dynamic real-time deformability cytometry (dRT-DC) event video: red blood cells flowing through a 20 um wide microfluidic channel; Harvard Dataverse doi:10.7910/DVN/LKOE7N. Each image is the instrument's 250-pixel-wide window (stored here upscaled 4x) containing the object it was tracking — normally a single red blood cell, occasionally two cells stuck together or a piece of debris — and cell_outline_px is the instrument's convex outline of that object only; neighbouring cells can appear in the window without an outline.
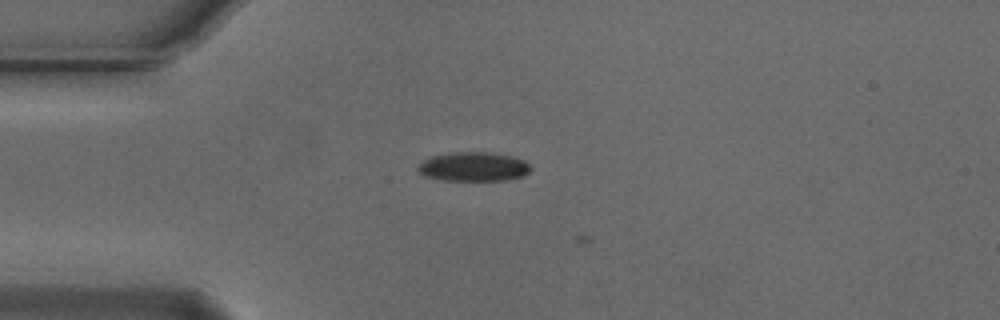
{"species": "Egyptian fruit bat (a non-hibernating species)", "species_latin": "Rousettus aegyptiacus", "temperature_condition": "cold", "stored_images_in_passage": 7, "camera_frame_rate_fps": 3000, "um_per_image_px": 0.085, "animal": {"sex": "male"}, "frame": {"image": 1, "passage_image": 6, "time_ms": 1.667, "image_size_px": [1000, 320], "cell_outline_px": [[532, 168], [524, 176], [504, 180], [444, 180], [424, 176], [416, 168], [424, 160], [432, 156], [456, 152], [488, 152], [508, 156], [524, 160]], "centroid_in_image_um": [40.25, 14.17], "position_along_channel_um": 44.8, "area_um2": 18.9}}